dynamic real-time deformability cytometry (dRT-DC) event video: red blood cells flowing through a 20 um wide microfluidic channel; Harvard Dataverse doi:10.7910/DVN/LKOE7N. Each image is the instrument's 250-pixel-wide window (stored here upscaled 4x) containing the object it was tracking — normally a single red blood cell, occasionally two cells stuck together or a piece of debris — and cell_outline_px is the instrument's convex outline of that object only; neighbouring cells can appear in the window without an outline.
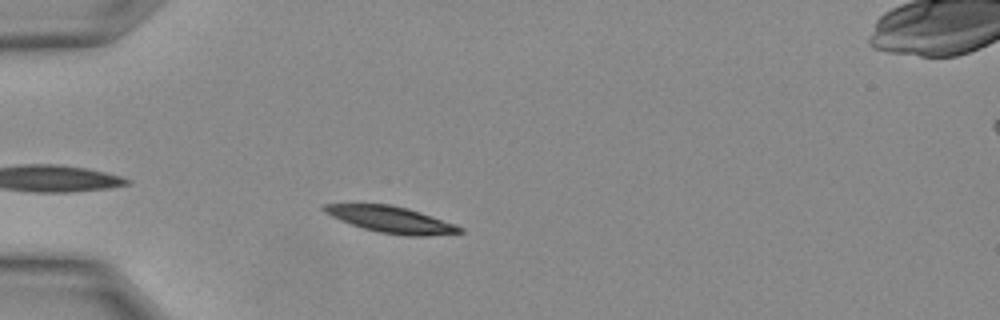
{"species": "Egyptian fruit bat (a non-hibernating species)", "species_latin": "Rousettus aegyptiacus", "temperature_condition": "warm", "stored_images_in_passage": 9, "camera_frame_rate_fps": 3000, "um_per_image_px": 0.085, "animal": {"sex": "female"}, "frame": {"image": 1, "passage_image": 3, "time_ms": 0.667, "image_size_px": [1000, 320], "cell_outline_px": [[464, 232], [428, 236], [408, 236], [380, 232], [364, 228], [340, 220], [324, 212], [320, 208], [324, 204], [388, 204], [408, 208], [456, 224], [464, 228]], "centroid_in_image_um": [33.28, 18.66], "position_along_channel_um": 51.7, "area_um2": 20.75}}
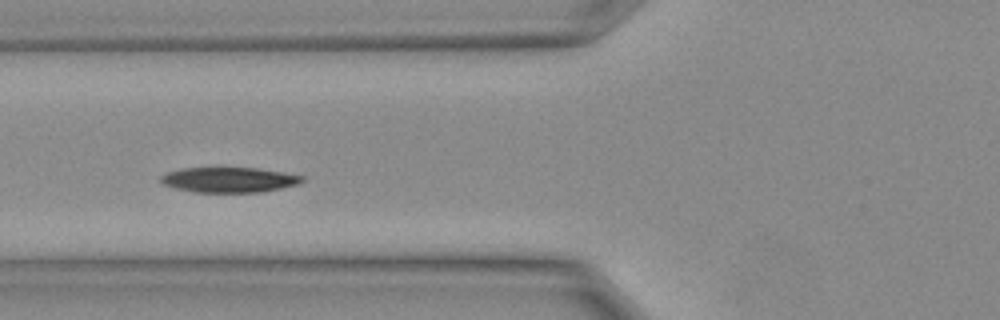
{"frame": {"image": 2, "passage_image": 6, "time_ms": 1.667, "image_size_px": [1000, 320], "cell_outline_px": [[304, 180], [300, 184], [260, 192], [192, 192], [176, 188], [164, 184], [160, 180], [160, 176], [168, 172], [184, 168], [220, 164], [224, 164], [256, 168], [304, 176]], "centroid_in_image_um": [19.44, 15.23], "position_along_channel_um": 106.4, "area_um2": 21.62}}